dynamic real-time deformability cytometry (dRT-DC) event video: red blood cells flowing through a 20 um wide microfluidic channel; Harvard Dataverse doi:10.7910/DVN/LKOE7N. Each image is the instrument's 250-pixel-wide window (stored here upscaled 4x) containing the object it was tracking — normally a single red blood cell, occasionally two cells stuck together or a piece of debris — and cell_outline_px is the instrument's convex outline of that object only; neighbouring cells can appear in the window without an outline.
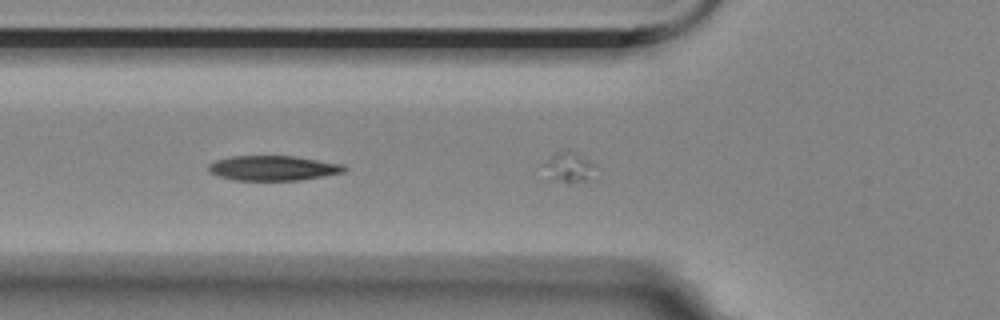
{"species": "Egyptian fruit bat (a non-hibernating species)", "species_latin": "Rousettus aegyptiacus", "temperature_condition": "room temperature", "stored_images_in_passage": 6, "segment_of_instrument_passage": [2, 2], "camera_frame_rate_fps": 3000, "um_per_image_px": 0.085, "animal": {"sex": "female"}, "frame": {"image": 1, "passage_image": 4, "time_ms": 1.0, "image_size_px": [1000, 320], "cell_outline_px": [[348, 168], [344, 172], [324, 176], [300, 180], [236, 180], [220, 176], [208, 172], [208, 164], [216, 160], [232, 156], [292, 156], [340, 164]], "centroid_in_image_um": [23.18, 14.29], "position_along_channel_um": 102.6, "area_um2": 19.48}}